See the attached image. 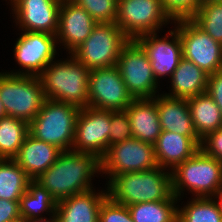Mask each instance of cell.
I'll list each match as a JSON object with an SVG mask.
<instances>
[{"mask_svg":"<svg viewBox=\"0 0 222 222\" xmlns=\"http://www.w3.org/2000/svg\"><path fill=\"white\" fill-rule=\"evenodd\" d=\"M98 172L101 174V160L95 154L67 150L35 181L59 202L94 189L91 180Z\"/></svg>","mask_w":222,"mask_h":222,"instance_id":"obj_1","label":"cell"},{"mask_svg":"<svg viewBox=\"0 0 222 222\" xmlns=\"http://www.w3.org/2000/svg\"><path fill=\"white\" fill-rule=\"evenodd\" d=\"M106 185L108 196L114 202L125 206L179 200L172 192L171 171L159 166L150 170L115 175Z\"/></svg>","mask_w":222,"mask_h":222,"instance_id":"obj_2","label":"cell"},{"mask_svg":"<svg viewBox=\"0 0 222 222\" xmlns=\"http://www.w3.org/2000/svg\"><path fill=\"white\" fill-rule=\"evenodd\" d=\"M64 60L51 61L38 76L46 99L83 109L88 106L90 70L71 54Z\"/></svg>","mask_w":222,"mask_h":222,"instance_id":"obj_3","label":"cell"},{"mask_svg":"<svg viewBox=\"0 0 222 222\" xmlns=\"http://www.w3.org/2000/svg\"><path fill=\"white\" fill-rule=\"evenodd\" d=\"M171 175L172 192L179 200L185 190L195 197H215L222 185V162L199 149L171 171Z\"/></svg>","mask_w":222,"mask_h":222,"instance_id":"obj_4","label":"cell"},{"mask_svg":"<svg viewBox=\"0 0 222 222\" xmlns=\"http://www.w3.org/2000/svg\"><path fill=\"white\" fill-rule=\"evenodd\" d=\"M79 110L71 104L45 99L39 113L29 123V133L61 151L72 150Z\"/></svg>","mask_w":222,"mask_h":222,"instance_id":"obj_5","label":"cell"},{"mask_svg":"<svg viewBox=\"0 0 222 222\" xmlns=\"http://www.w3.org/2000/svg\"><path fill=\"white\" fill-rule=\"evenodd\" d=\"M46 97L38 76L0 72V100L6 115L30 123Z\"/></svg>","mask_w":222,"mask_h":222,"instance_id":"obj_6","label":"cell"},{"mask_svg":"<svg viewBox=\"0 0 222 222\" xmlns=\"http://www.w3.org/2000/svg\"><path fill=\"white\" fill-rule=\"evenodd\" d=\"M130 39L115 22L97 23L90 36L70 54L89 70L115 66Z\"/></svg>","mask_w":222,"mask_h":222,"instance_id":"obj_7","label":"cell"},{"mask_svg":"<svg viewBox=\"0 0 222 222\" xmlns=\"http://www.w3.org/2000/svg\"><path fill=\"white\" fill-rule=\"evenodd\" d=\"M116 66L134 99L157 95L160 80H156L149 57L136 39L123 46Z\"/></svg>","mask_w":222,"mask_h":222,"instance_id":"obj_8","label":"cell"},{"mask_svg":"<svg viewBox=\"0 0 222 222\" xmlns=\"http://www.w3.org/2000/svg\"><path fill=\"white\" fill-rule=\"evenodd\" d=\"M170 21L171 24L174 22L163 9L160 0H118L115 23L130 40L158 33Z\"/></svg>","mask_w":222,"mask_h":222,"instance_id":"obj_9","label":"cell"},{"mask_svg":"<svg viewBox=\"0 0 222 222\" xmlns=\"http://www.w3.org/2000/svg\"><path fill=\"white\" fill-rule=\"evenodd\" d=\"M179 34L183 58L193 62L207 74L222 70V45L199 28L191 19L173 22ZM177 25V26H176Z\"/></svg>","mask_w":222,"mask_h":222,"instance_id":"obj_10","label":"cell"},{"mask_svg":"<svg viewBox=\"0 0 222 222\" xmlns=\"http://www.w3.org/2000/svg\"><path fill=\"white\" fill-rule=\"evenodd\" d=\"M101 160V173L109 181L126 172L145 171L158 167L154 144L131 138L109 146Z\"/></svg>","mask_w":222,"mask_h":222,"instance_id":"obj_11","label":"cell"},{"mask_svg":"<svg viewBox=\"0 0 222 222\" xmlns=\"http://www.w3.org/2000/svg\"><path fill=\"white\" fill-rule=\"evenodd\" d=\"M134 100L117 66L90 70L88 106L108 111L126 110Z\"/></svg>","mask_w":222,"mask_h":222,"instance_id":"obj_12","label":"cell"},{"mask_svg":"<svg viewBox=\"0 0 222 222\" xmlns=\"http://www.w3.org/2000/svg\"><path fill=\"white\" fill-rule=\"evenodd\" d=\"M56 35L45 32L23 31L14 46V57L22 67L9 74L39 76L57 55ZM24 69V70H23Z\"/></svg>","mask_w":222,"mask_h":222,"instance_id":"obj_13","label":"cell"},{"mask_svg":"<svg viewBox=\"0 0 222 222\" xmlns=\"http://www.w3.org/2000/svg\"><path fill=\"white\" fill-rule=\"evenodd\" d=\"M110 111L87 106L79 110L72 150L95 154L101 159L108 150Z\"/></svg>","mask_w":222,"mask_h":222,"instance_id":"obj_14","label":"cell"},{"mask_svg":"<svg viewBox=\"0 0 222 222\" xmlns=\"http://www.w3.org/2000/svg\"><path fill=\"white\" fill-rule=\"evenodd\" d=\"M136 40L145 49L156 80L165 76H169L170 79L183 58L178 32L175 29L169 30L163 38H160L157 33L145 34Z\"/></svg>","mask_w":222,"mask_h":222,"instance_id":"obj_15","label":"cell"},{"mask_svg":"<svg viewBox=\"0 0 222 222\" xmlns=\"http://www.w3.org/2000/svg\"><path fill=\"white\" fill-rule=\"evenodd\" d=\"M61 3L62 0H20L12 8L16 27L56 35Z\"/></svg>","mask_w":222,"mask_h":222,"instance_id":"obj_16","label":"cell"},{"mask_svg":"<svg viewBox=\"0 0 222 222\" xmlns=\"http://www.w3.org/2000/svg\"><path fill=\"white\" fill-rule=\"evenodd\" d=\"M96 24L83 7L71 0H62L56 33L57 43L60 46L62 44L70 54L90 36Z\"/></svg>","mask_w":222,"mask_h":222,"instance_id":"obj_17","label":"cell"},{"mask_svg":"<svg viewBox=\"0 0 222 222\" xmlns=\"http://www.w3.org/2000/svg\"><path fill=\"white\" fill-rule=\"evenodd\" d=\"M201 140L200 137H188L162 130L154 144L158 166L173 171L200 149Z\"/></svg>","mask_w":222,"mask_h":222,"instance_id":"obj_18","label":"cell"},{"mask_svg":"<svg viewBox=\"0 0 222 222\" xmlns=\"http://www.w3.org/2000/svg\"><path fill=\"white\" fill-rule=\"evenodd\" d=\"M95 192L92 189L57 202V222H99V210L108 191Z\"/></svg>","mask_w":222,"mask_h":222,"instance_id":"obj_19","label":"cell"},{"mask_svg":"<svg viewBox=\"0 0 222 222\" xmlns=\"http://www.w3.org/2000/svg\"><path fill=\"white\" fill-rule=\"evenodd\" d=\"M153 99L156 101L162 130L199 137L193 125L187 99L169 97L159 92Z\"/></svg>","mask_w":222,"mask_h":222,"instance_id":"obj_20","label":"cell"},{"mask_svg":"<svg viewBox=\"0 0 222 222\" xmlns=\"http://www.w3.org/2000/svg\"><path fill=\"white\" fill-rule=\"evenodd\" d=\"M60 152L55 145L38 140L29 133L14 160L31 180H35L55 163Z\"/></svg>","mask_w":222,"mask_h":222,"instance_id":"obj_21","label":"cell"},{"mask_svg":"<svg viewBox=\"0 0 222 222\" xmlns=\"http://www.w3.org/2000/svg\"><path fill=\"white\" fill-rule=\"evenodd\" d=\"M126 112L133 138L155 144L162 132L156 101L153 98L134 99Z\"/></svg>","mask_w":222,"mask_h":222,"instance_id":"obj_22","label":"cell"},{"mask_svg":"<svg viewBox=\"0 0 222 222\" xmlns=\"http://www.w3.org/2000/svg\"><path fill=\"white\" fill-rule=\"evenodd\" d=\"M208 76L209 74L193 62L182 58L170 76L171 79H168L171 81V90L164 94L181 99L195 97L206 92Z\"/></svg>","mask_w":222,"mask_h":222,"instance_id":"obj_23","label":"cell"},{"mask_svg":"<svg viewBox=\"0 0 222 222\" xmlns=\"http://www.w3.org/2000/svg\"><path fill=\"white\" fill-rule=\"evenodd\" d=\"M187 103L194 128L201 139L222 127V112L207 92L187 99Z\"/></svg>","mask_w":222,"mask_h":222,"instance_id":"obj_24","label":"cell"},{"mask_svg":"<svg viewBox=\"0 0 222 222\" xmlns=\"http://www.w3.org/2000/svg\"><path fill=\"white\" fill-rule=\"evenodd\" d=\"M19 207L21 217L31 220L33 218L45 217L42 214L49 213L53 215L56 212L57 202L50 192L35 180H31L27 186V191L19 200Z\"/></svg>","mask_w":222,"mask_h":222,"instance_id":"obj_25","label":"cell"},{"mask_svg":"<svg viewBox=\"0 0 222 222\" xmlns=\"http://www.w3.org/2000/svg\"><path fill=\"white\" fill-rule=\"evenodd\" d=\"M30 181L14 159H0V199L19 201Z\"/></svg>","mask_w":222,"mask_h":222,"instance_id":"obj_26","label":"cell"},{"mask_svg":"<svg viewBox=\"0 0 222 222\" xmlns=\"http://www.w3.org/2000/svg\"><path fill=\"white\" fill-rule=\"evenodd\" d=\"M29 134V123L5 115L0 118V159H14L26 136Z\"/></svg>","mask_w":222,"mask_h":222,"instance_id":"obj_27","label":"cell"},{"mask_svg":"<svg viewBox=\"0 0 222 222\" xmlns=\"http://www.w3.org/2000/svg\"><path fill=\"white\" fill-rule=\"evenodd\" d=\"M179 200L137 203L127 206L134 222H177Z\"/></svg>","mask_w":222,"mask_h":222,"instance_id":"obj_28","label":"cell"},{"mask_svg":"<svg viewBox=\"0 0 222 222\" xmlns=\"http://www.w3.org/2000/svg\"><path fill=\"white\" fill-rule=\"evenodd\" d=\"M190 200L183 208L178 207L177 222H222V212L215 197Z\"/></svg>","mask_w":222,"mask_h":222,"instance_id":"obj_29","label":"cell"},{"mask_svg":"<svg viewBox=\"0 0 222 222\" xmlns=\"http://www.w3.org/2000/svg\"><path fill=\"white\" fill-rule=\"evenodd\" d=\"M190 19L222 45V1L202 2Z\"/></svg>","mask_w":222,"mask_h":222,"instance_id":"obj_30","label":"cell"},{"mask_svg":"<svg viewBox=\"0 0 222 222\" xmlns=\"http://www.w3.org/2000/svg\"><path fill=\"white\" fill-rule=\"evenodd\" d=\"M83 7L97 23H112L117 18L118 0H71Z\"/></svg>","mask_w":222,"mask_h":222,"instance_id":"obj_31","label":"cell"},{"mask_svg":"<svg viewBox=\"0 0 222 222\" xmlns=\"http://www.w3.org/2000/svg\"><path fill=\"white\" fill-rule=\"evenodd\" d=\"M108 148L116 143L133 138L131 124L126 110L110 111Z\"/></svg>","mask_w":222,"mask_h":222,"instance_id":"obj_32","label":"cell"},{"mask_svg":"<svg viewBox=\"0 0 222 222\" xmlns=\"http://www.w3.org/2000/svg\"><path fill=\"white\" fill-rule=\"evenodd\" d=\"M165 12L175 21L190 19L200 7L201 0H160Z\"/></svg>","mask_w":222,"mask_h":222,"instance_id":"obj_33","label":"cell"},{"mask_svg":"<svg viewBox=\"0 0 222 222\" xmlns=\"http://www.w3.org/2000/svg\"><path fill=\"white\" fill-rule=\"evenodd\" d=\"M99 222H134L125 205L114 202L107 196L99 210Z\"/></svg>","mask_w":222,"mask_h":222,"instance_id":"obj_34","label":"cell"},{"mask_svg":"<svg viewBox=\"0 0 222 222\" xmlns=\"http://www.w3.org/2000/svg\"><path fill=\"white\" fill-rule=\"evenodd\" d=\"M200 149L206 155L222 162V127L202 138Z\"/></svg>","mask_w":222,"mask_h":222,"instance_id":"obj_35","label":"cell"},{"mask_svg":"<svg viewBox=\"0 0 222 222\" xmlns=\"http://www.w3.org/2000/svg\"><path fill=\"white\" fill-rule=\"evenodd\" d=\"M206 92L216 102L222 112V70L208 76Z\"/></svg>","mask_w":222,"mask_h":222,"instance_id":"obj_36","label":"cell"},{"mask_svg":"<svg viewBox=\"0 0 222 222\" xmlns=\"http://www.w3.org/2000/svg\"><path fill=\"white\" fill-rule=\"evenodd\" d=\"M20 216L19 201L0 199V222H8Z\"/></svg>","mask_w":222,"mask_h":222,"instance_id":"obj_37","label":"cell"},{"mask_svg":"<svg viewBox=\"0 0 222 222\" xmlns=\"http://www.w3.org/2000/svg\"><path fill=\"white\" fill-rule=\"evenodd\" d=\"M27 222H57L56 212L53 215H50L49 218H33L31 220H27Z\"/></svg>","mask_w":222,"mask_h":222,"instance_id":"obj_38","label":"cell"},{"mask_svg":"<svg viewBox=\"0 0 222 222\" xmlns=\"http://www.w3.org/2000/svg\"><path fill=\"white\" fill-rule=\"evenodd\" d=\"M215 198H216V200H217V202H218V204L220 206L221 212H222V185H221L220 191L217 193Z\"/></svg>","mask_w":222,"mask_h":222,"instance_id":"obj_39","label":"cell"},{"mask_svg":"<svg viewBox=\"0 0 222 222\" xmlns=\"http://www.w3.org/2000/svg\"><path fill=\"white\" fill-rule=\"evenodd\" d=\"M8 222H27V220L20 216L18 218L8 221Z\"/></svg>","mask_w":222,"mask_h":222,"instance_id":"obj_40","label":"cell"},{"mask_svg":"<svg viewBox=\"0 0 222 222\" xmlns=\"http://www.w3.org/2000/svg\"><path fill=\"white\" fill-rule=\"evenodd\" d=\"M5 115H6V113L4 111L3 105H2L1 100H0V118L5 116Z\"/></svg>","mask_w":222,"mask_h":222,"instance_id":"obj_41","label":"cell"},{"mask_svg":"<svg viewBox=\"0 0 222 222\" xmlns=\"http://www.w3.org/2000/svg\"><path fill=\"white\" fill-rule=\"evenodd\" d=\"M10 1V5L12 6L11 8H13L20 0H9Z\"/></svg>","mask_w":222,"mask_h":222,"instance_id":"obj_42","label":"cell"},{"mask_svg":"<svg viewBox=\"0 0 222 222\" xmlns=\"http://www.w3.org/2000/svg\"><path fill=\"white\" fill-rule=\"evenodd\" d=\"M202 2L222 1V0H201Z\"/></svg>","mask_w":222,"mask_h":222,"instance_id":"obj_43","label":"cell"}]
</instances>
